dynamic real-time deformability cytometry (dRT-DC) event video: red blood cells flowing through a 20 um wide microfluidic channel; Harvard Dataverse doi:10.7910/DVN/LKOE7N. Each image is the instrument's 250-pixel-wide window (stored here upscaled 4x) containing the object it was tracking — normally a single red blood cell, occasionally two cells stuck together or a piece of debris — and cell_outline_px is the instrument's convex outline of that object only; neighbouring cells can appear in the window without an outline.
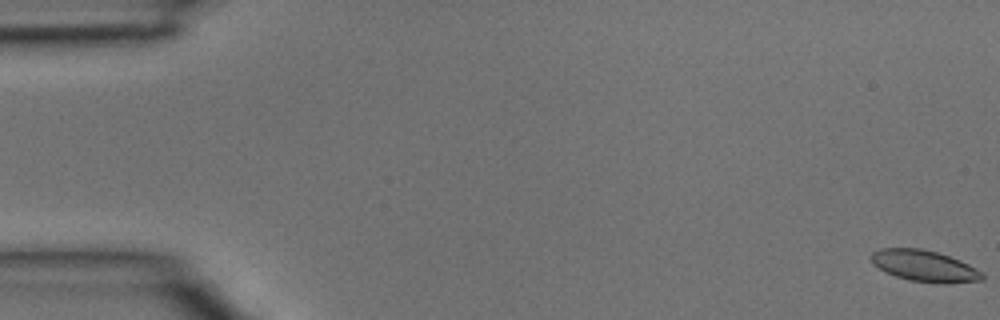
{"species": "common noctule bat (a hibernating species)", "species_latin": "Nyctalus noctula", "temperature_condition": "room temperature", "stored_images_in_passage": 40, "camera_frame_rate_fps": 3000, "um_per_image_px": 0.085, "animal": {"sex": "male", "body_mass_g": 15.6}, "frame": {"image": 1, "passage_image": 1, "time_ms": 0.0, "image_size_px": [1000, 320], "cell_outline_px": [[984, 280], [908, 280], [896, 276], [872, 264], [868, 256], [872, 252], [880, 248], [920, 248], [936, 252], [960, 260], [984, 272]], "centroid_in_image_um": [78.48, 22.53], "position_along_channel_um": 6.5, "area_um2": 19.31}}
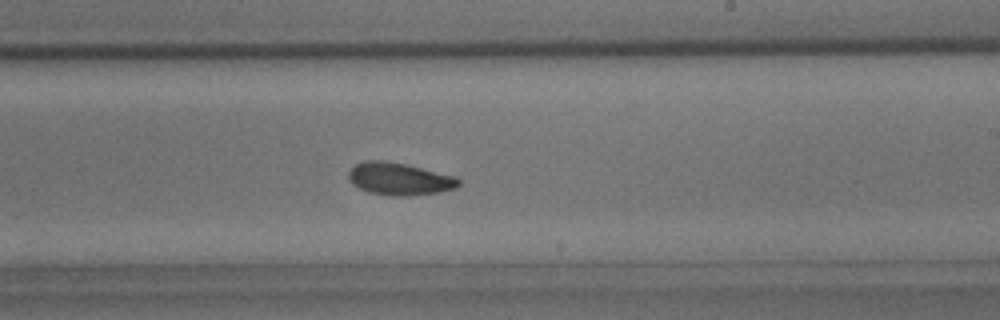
{"frame": {"image": 2, "passage_image": 24, "time_ms": 7.667, "image_size_px": [1000, 320], "cell_outline_px": [[460, 184], [456, 188], [436, 192], [408, 196], [392, 196], [368, 192], [352, 184], [348, 180], [348, 172], [356, 164], [364, 160], [384, 160], [404, 164], [456, 176], [460, 180]], "centroid_in_image_um": [33.92, 15.2], "position_along_channel_um": 255.1, "area_um2": 20.75}}
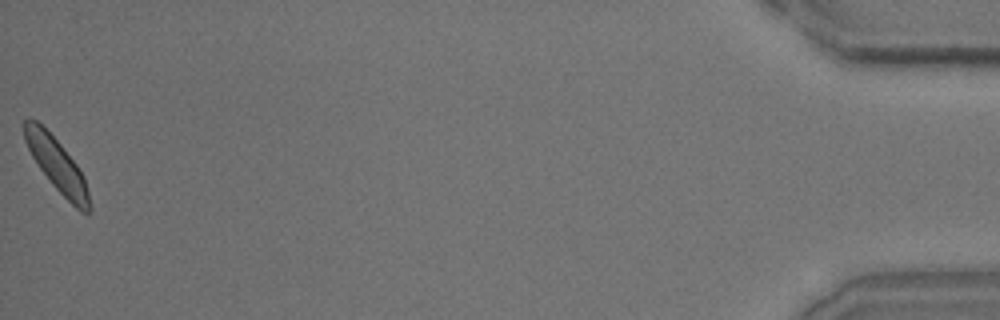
{"frame": {"image": 3, "passage_image": 40, "time_ms": 13.0, "image_size_px": [1000, 320], "cell_outline_px": [[92, 212], [88, 216], [80, 212], [52, 184], [40, 168], [32, 156], [24, 140], [24, 120], [28, 116], [36, 120], [60, 144], [76, 164], [84, 176], [92, 208]], "centroid_in_image_um": [4.87, 14.06], "position_along_channel_um": 430.3, "area_um2": 19.94}}